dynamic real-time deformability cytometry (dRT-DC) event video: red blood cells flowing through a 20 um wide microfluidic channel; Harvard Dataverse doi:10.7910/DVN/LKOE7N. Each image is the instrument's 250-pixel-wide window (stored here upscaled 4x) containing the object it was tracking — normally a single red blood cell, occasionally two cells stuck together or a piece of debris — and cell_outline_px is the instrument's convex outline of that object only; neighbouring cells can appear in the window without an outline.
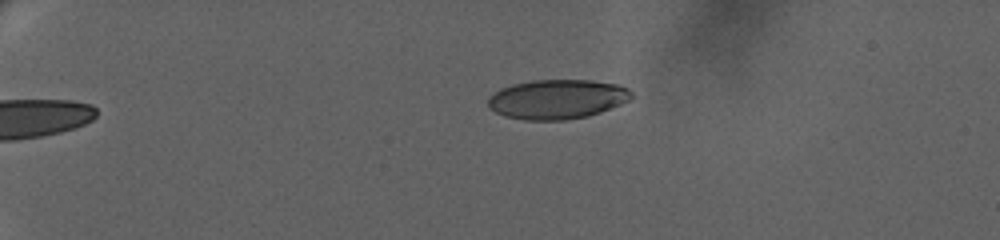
{"species": "human", "species_latin": "Homo sapiens", "temperature_condition": "warm", "stored_images_in_passage": 43, "camera_frame_rate_fps": 3000, "um_per_image_px": 0.085, "donor": {"sex": "female"}, "frame": {"image": 1, "passage_image": 10, "time_ms": 4.667, "image_size_px": [1000, 240], "cell_outline_px": [[632, 96], [628, 100], [620, 104], [600, 112], [588, 116], [564, 120], [524, 120], [504, 116], [488, 108], [488, 96], [500, 88], [512, 84], [532, 80], [588, 80], [620, 84], [628, 88], [632, 92]], "centroid_in_image_um": [47.33, 8.43], "position_along_channel_um": 37.7, "area_um2": 33.18}}
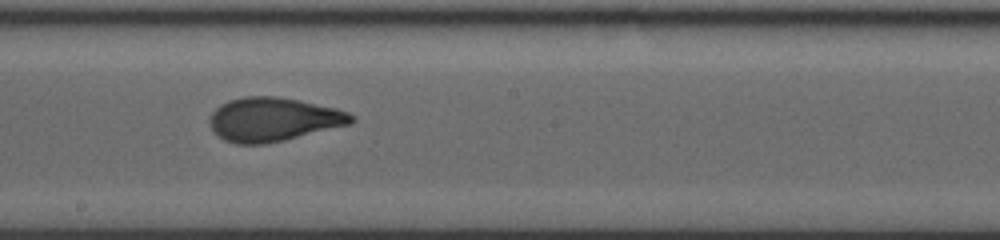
{"frame": {"image": 2, "passage_image": 27, "time_ms": 13.0, "image_size_px": [1000, 240], "cell_outline_px": [[356, 120], [348, 124], [284, 140], [264, 144], [236, 144], [224, 140], [212, 128], [208, 120], [212, 112], [220, 104], [228, 100], [244, 96], [276, 96], [336, 108], [348, 112], [356, 116]], "centroid_in_image_um": [23.2, 10.14], "position_along_channel_um": 225.0, "area_um2": 35.89}}
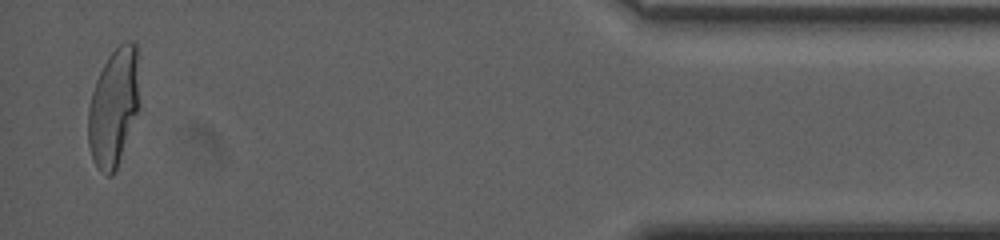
{"frame": {"image": 3, "passage_image": 42, "time_ms": 20.667, "image_size_px": [1000, 240], "cell_outline_px": [[140, 108], [116, 168], [112, 176], [104, 176], [100, 172], [92, 156], [88, 144], [88, 108], [92, 92], [96, 80], [108, 56], [124, 40], [136, 40]], "centroid_in_image_um": [9.68, 9.1], "position_along_channel_um": 425.5, "area_um2": 35.49}, "authors_computed_cell_mechanics": {"area_um2": 34.9112, "velocity_mm_per_s": 3.3406, "shape_relaxation_time_tau1_ms": 10.2862, "shape_relaxation_time_tau2_ms": null, "deformation_change_tau1": 0.3096, "deformation_change_tau2": null}}